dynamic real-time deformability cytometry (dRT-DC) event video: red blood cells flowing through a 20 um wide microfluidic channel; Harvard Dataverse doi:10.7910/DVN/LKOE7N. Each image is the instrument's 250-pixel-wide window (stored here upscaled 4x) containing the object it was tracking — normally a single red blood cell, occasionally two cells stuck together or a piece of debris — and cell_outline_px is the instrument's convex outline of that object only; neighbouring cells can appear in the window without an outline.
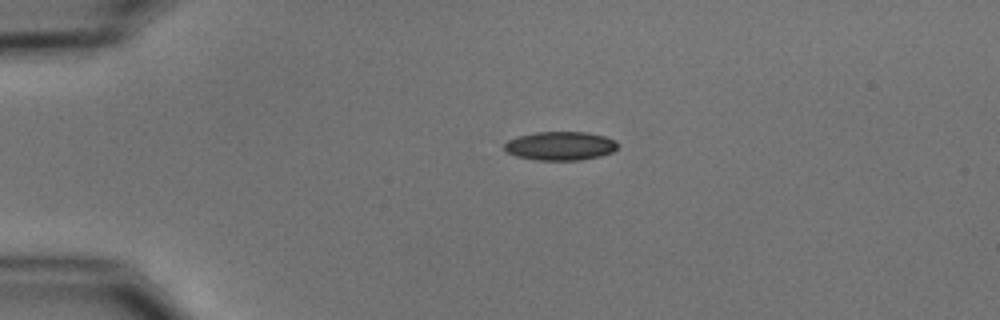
{"species": "common noctule bat (a hibernating species)", "species_latin": "Nyctalus noctula", "temperature_condition": "cold", "stored_images_in_passage": 7, "camera_frame_rate_fps": 3000, "um_per_image_px": 0.085, "animal": {"sex": "male", "body_mass_g": 15.6}, "frame": {"image": 1, "passage_image": 3, "time_ms": 2.333, "image_size_px": [1000, 320], "cell_outline_px": [[620, 144], [612, 152], [600, 156], [580, 160], [536, 160], [516, 156], [508, 152], [504, 148], [504, 144], [508, 140], [520, 136], [536, 132], [588, 132], [604, 136], [616, 140]], "centroid_in_image_um": [47.66, 12.4], "position_along_channel_um": 37.3, "area_um2": 18.96}}
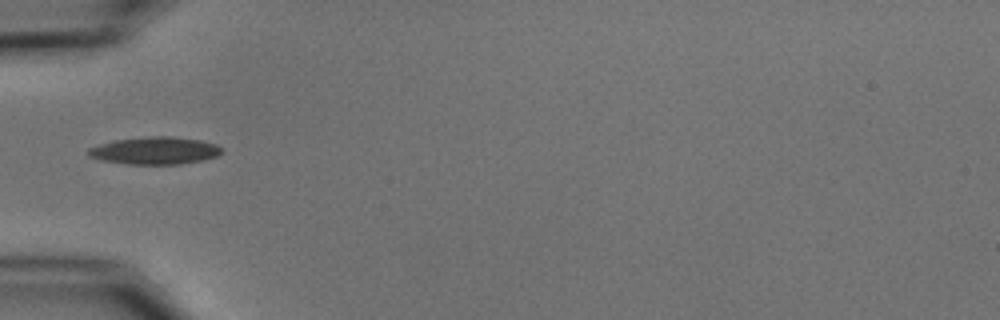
{"frame": {"image": 2, "passage_image": 4, "time_ms": 4.333, "image_size_px": [1000, 320], "cell_outline_px": [[224, 148], [216, 156], [204, 160], [180, 164], [128, 164], [100, 160], [88, 156], [88, 148], [100, 144], [116, 140], [152, 136], [172, 136], [200, 140], [216, 144]], "centroid_in_image_um": [13.18, 12.8], "position_along_channel_um": 71.8, "area_um2": 21.27}}